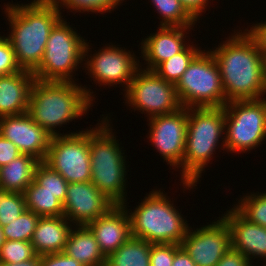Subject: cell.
<instances>
[{
  "mask_svg": "<svg viewBox=\"0 0 266 266\" xmlns=\"http://www.w3.org/2000/svg\"><path fill=\"white\" fill-rule=\"evenodd\" d=\"M65 216L40 217L31 243L37 255L63 252L73 225Z\"/></svg>",
  "mask_w": 266,
  "mask_h": 266,
  "instance_id": "21",
  "label": "cell"
},
{
  "mask_svg": "<svg viewBox=\"0 0 266 266\" xmlns=\"http://www.w3.org/2000/svg\"><path fill=\"white\" fill-rule=\"evenodd\" d=\"M151 192L133 212L128 210L131 235L151 244L181 245L192 227L160 189Z\"/></svg>",
  "mask_w": 266,
  "mask_h": 266,
  "instance_id": "6",
  "label": "cell"
},
{
  "mask_svg": "<svg viewBox=\"0 0 266 266\" xmlns=\"http://www.w3.org/2000/svg\"><path fill=\"white\" fill-rule=\"evenodd\" d=\"M43 162L68 183L91 181L89 130L52 136Z\"/></svg>",
  "mask_w": 266,
  "mask_h": 266,
  "instance_id": "10",
  "label": "cell"
},
{
  "mask_svg": "<svg viewBox=\"0 0 266 266\" xmlns=\"http://www.w3.org/2000/svg\"><path fill=\"white\" fill-rule=\"evenodd\" d=\"M71 229L64 253L84 266H105L106 257L101 252L94 234L87 226Z\"/></svg>",
  "mask_w": 266,
  "mask_h": 266,
  "instance_id": "22",
  "label": "cell"
},
{
  "mask_svg": "<svg viewBox=\"0 0 266 266\" xmlns=\"http://www.w3.org/2000/svg\"><path fill=\"white\" fill-rule=\"evenodd\" d=\"M38 159L21 154L7 165L0 167V188L7 191L24 193L34 180Z\"/></svg>",
  "mask_w": 266,
  "mask_h": 266,
  "instance_id": "23",
  "label": "cell"
},
{
  "mask_svg": "<svg viewBox=\"0 0 266 266\" xmlns=\"http://www.w3.org/2000/svg\"><path fill=\"white\" fill-rule=\"evenodd\" d=\"M0 134L15 144L21 154L35 157L40 162L46 158L52 137L28 113L0 117Z\"/></svg>",
  "mask_w": 266,
  "mask_h": 266,
  "instance_id": "16",
  "label": "cell"
},
{
  "mask_svg": "<svg viewBox=\"0 0 266 266\" xmlns=\"http://www.w3.org/2000/svg\"><path fill=\"white\" fill-rule=\"evenodd\" d=\"M74 82L40 81L35 79L29 96L27 113L51 136L61 135L57 126L86 115L91 107L93 91Z\"/></svg>",
  "mask_w": 266,
  "mask_h": 266,
  "instance_id": "3",
  "label": "cell"
},
{
  "mask_svg": "<svg viewBox=\"0 0 266 266\" xmlns=\"http://www.w3.org/2000/svg\"><path fill=\"white\" fill-rule=\"evenodd\" d=\"M209 0H180L182 6L187 10V12L197 21L199 20L203 10L207 7V2Z\"/></svg>",
  "mask_w": 266,
  "mask_h": 266,
  "instance_id": "40",
  "label": "cell"
},
{
  "mask_svg": "<svg viewBox=\"0 0 266 266\" xmlns=\"http://www.w3.org/2000/svg\"><path fill=\"white\" fill-rule=\"evenodd\" d=\"M26 209L23 193L0 188V225L5 226L16 220Z\"/></svg>",
  "mask_w": 266,
  "mask_h": 266,
  "instance_id": "30",
  "label": "cell"
},
{
  "mask_svg": "<svg viewBox=\"0 0 266 266\" xmlns=\"http://www.w3.org/2000/svg\"><path fill=\"white\" fill-rule=\"evenodd\" d=\"M126 103L148 117L170 114L180 108L176 86L165 81L154 71L139 69L124 92Z\"/></svg>",
  "mask_w": 266,
  "mask_h": 266,
  "instance_id": "11",
  "label": "cell"
},
{
  "mask_svg": "<svg viewBox=\"0 0 266 266\" xmlns=\"http://www.w3.org/2000/svg\"><path fill=\"white\" fill-rule=\"evenodd\" d=\"M225 110V150L255 149L266 139V99L231 101Z\"/></svg>",
  "mask_w": 266,
  "mask_h": 266,
  "instance_id": "9",
  "label": "cell"
},
{
  "mask_svg": "<svg viewBox=\"0 0 266 266\" xmlns=\"http://www.w3.org/2000/svg\"><path fill=\"white\" fill-rule=\"evenodd\" d=\"M88 43L86 42L84 48L85 67L88 70V75L98 84L103 85H117L125 84L123 87L127 90L131 80L136 72L140 69V62L129 50L116 45L106 46L100 51L94 53L92 56L88 52ZM87 57V58H86ZM90 60H89V59ZM88 61H87V60ZM138 61V62H137Z\"/></svg>",
  "mask_w": 266,
  "mask_h": 266,
  "instance_id": "12",
  "label": "cell"
},
{
  "mask_svg": "<svg viewBox=\"0 0 266 266\" xmlns=\"http://www.w3.org/2000/svg\"><path fill=\"white\" fill-rule=\"evenodd\" d=\"M245 32L254 41L261 54L266 55V21L255 24Z\"/></svg>",
  "mask_w": 266,
  "mask_h": 266,
  "instance_id": "37",
  "label": "cell"
},
{
  "mask_svg": "<svg viewBox=\"0 0 266 266\" xmlns=\"http://www.w3.org/2000/svg\"><path fill=\"white\" fill-rule=\"evenodd\" d=\"M250 263L246 256L231 247L216 266H249Z\"/></svg>",
  "mask_w": 266,
  "mask_h": 266,
  "instance_id": "39",
  "label": "cell"
},
{
  "mask_svg": "<svg viewBox=\"0 0 266 266\" xmlns=\"http://www.w3.org/2000/svg\"><path fill=\"white\" fill-rule=\"evenodd\" d=\"M34 180L50 192H66L68 182L44 162H40L34 173Z\"/></svg>",
  "mask_w": 266,
  "mask_h": 266,
  "instance_id": "33",
  "label": "cell"
},
{
  "mask_svg": "<svg viewBox=\"0 0 266 266\" xmlns=\"http://www.w3.org/2000/svg\"><path fill=\"white\" fill-rule=\"evenodd\" d=\"M62 18L51 30L40 65L32 72L40 81L74 82L73 71L84 60L86 40Z\"/></svg>",
  "mask_w": 266,
  "mask_h": 266,
  "instance_id": "8",
  "label": "cell"
},
{
  "mask_svg": "<svg viewBox=\"0 0 266 266\" xmlns=\"http://www.w3.org/2000/svg\"><path fill=\"white\" fill-rule=\"evenodd\" d=\"M225 110L224 107L188 108L183 164L180 166L181 182L184 188L197 186L202 171L223 141L225 150ZM223 136V138L221 137ZM214 152V153H213ZM196 183V184H195ZM188 187V188H187Z\"/></svg>",
  "mask_w": 266,
  "mask_h": 266,
  "instance_id": "4",
  "label": "cell"
},
{
  "mask_svg": "<svg viewBox=\"0 0 266 266\" xmlns=\"http://www.w3.org/2000/svg\"><path fill=\"white\" fill-rule=\"evenodd\" d=\"M151 243L131 236L106 258L105 266H150Z\"/></svg>",
  "mask_w": 266,
  "mask_h": 266,
  "instance_id": "25",
  "label": "cell"
},
{
  "mask_svg": "<svg viewBox=\"0 0 266 266\" xmlns=\"http://www.w3.org/2000/svg\"><path fill=\"white\" fill-rule=\"evenodd\" d=\"M242 198L234 208L251 223L266 228V192L253 193Z\"/></svg>",
  "mask_w": 266,
  "mask_h": 266,
  "instance_id": "29",
  "label": "cell"
},
{
  "mask_svg": "<svg viewBox=\"0 0 266 266\" xmlns=\"http://www.w3.org/2000/svg\"><path fill=\"white\" fill-rule=\"evenodd\" d=\"M182 107H224L227 103L218 64L209 51L201 50L177 82Z\"/></svg>",
  "mask_w": 266,
  "mask_h": 266,
  "instance_id": "7",
  "label": "cell"
},
{
  "mask_svg": "<svg viewBox=\"0 0 266 266\" xmlns=\"http://www.w3.org/2000/svg\"><path fill=\"white\" fill-rule=\"evenodd\" d=\"M36 255L31 242L6 240L0 250V262L20 263Z\"/></svg>",
  "mask_w": 266,
  "mask_h": 266,
  "instance_id": "32",
  "label": "cell"
},
{
  "mask_svg": "<svg viewBox=\"0 0 266 266\" xmlns=\"http://www.w3.org/2000/svg\"><path fill=\"white\" fill-rule=\"evenodd\" d=\"M113 205L91 181L68 183L63 216L74 226H87Z\"/></svg>",
  "mask_w": 266,
  "mask_h": 266,
  "instance_id": "15",
  "label": "cell"
},
{
  "mask_svg": "<svg viewBox=\"0 0 266 266\" xmlns=\"http://www.w3.org/2000/svg\"><path fill=\"white\" fill-rule=\"evenodd\" d=\"M21 5H4L11 26L7 38L20 68L33 72L43 59L51 30L63 16L52 0H34Z\"/></svg>",
  "mask_w": 266,
  "mask_h": 266,
  "instance_id": "2",
  "label": "cell"
},
{
  "mask_svg": "<svg viewBox=\"0 0 266 266\" xmlns=\"http://www.w3.org/2000/svg\"><path fill=\"white\" fill-rule=\"evenodd\" d=\"M19 155L21 152L17 146L0 134V167L7 165Z\"/></svg>",
  "mask_w": 266,
  "mask_h": 266,
  "instance_id": "38",
  "label": "cell"
},
{
  "mask_svg": "<svg viewBox=\"0 0 266 266\" xmlns=\"http://www.w3.org/2000/svg\"><path fill=\"white\" fill-rule=\"evenodd\" d=\"M264 82L266 86V55L263 56Z\"/></svg>",
  "mask_w": 266,
  "mask_h": 266,
  "instance_id": "44",
  "label": "cell"
},
{
  "mask_svg": "<svg viewBox=\"0 0 266 266\" xmlns=\"http://www.w3.org/2000/svg\"><path fill=\"white\" fill-rule=\"evenodd\" d=\"M181 247L197 266H216L232 247L230 227L221 217L194 231L189 228Z\"/></svg>",
  "mask_w": 266,
  "mask_h": 266,
  "instance_id": "14",
  "label": "cell"
},
{
  "mask_svg": "<svg viewBox=\"0 0 266 266\" xmlns=\"http://www.w3.org/2000/svg\"><path fill=\"white\" fill-rule=\"evenodd\" d=\"M34 80V74L23 69L0 76V117L27 113Z\"/></svg>",
  "mask_w": 266,
  "mask_h": 266,
  "instance_id": "20",
  "label": "cell"
},
{
  "mask_svg": "<svg viewBox=\"0 0 266 266\" xmlns=\"http://www.w3.org/2000/svg\"><path fill=\"white\" fill-rule=\"evenodd\" d=\"M5 241L6 240H5V237H4V234H3V229H2V226L0 225V250H1V247L4 244Z\"/></svg>",
  "mask_w": 266,
  "mask_h": 266,
  "instance_id": "43",
  "label": "cell"
},
{
  "mask_svg": "<svg viewBox=\"0 0 266 266\" xmlns=\"http://www.w3.org/2000/svg\"><path fill=\"white\" fill-rule=\"evenodd\" d=\"M56 6L72 9L77 12H97L103 14L106 11L110 12L120 5L124 0H52Z\"/></svg>",
  "mask_w": 266,
  "mask_h": 266,
  "instance_id": "31",
  "label": "cell"
},
{
  "mask_svg": "<svg viewBox=\"0 0 266 266\" xmlns=\"http://www.w3.org/2000/svg\"><path fill=\"white\" fill-rule=\"evenodd\" d=\"M180 248L178 244H152L150 266H172L174 255Z\"/></svg>",
  "mask_w": 266,
  "mask_h": 266,
  "instance_id": "35",
  "label": "cell"
},
{
  "mask_svg": "<svg viewBox=\"0 0 266 266\" xmlns=\"http://www.w3.org/2000/svg\"><path fill=\"white\" fill-rule=\"evenodd\" d=\"M222 216L231 230L232 248L241 252L250 262H253V257L266 260V228L251 223L234 207Z\"/></svg>",
  "mask_w": 266,
  "mask_h": 266,
  "instance_id": "18",
  "label": "cell"
},
{
  "mask_svg": "<svg viewBox=\"0 0 266 266\" xmlns=\"http://www.w3.org/2000/svg\"><path fill=\"white\" fill-rule=\"evenodd\" d=\"M26 209L40 217H60L64 215L63 203L66 192L43 190L35 180L24 191Z\"/></svg>",
  "mask_w": 266,
  "mask_h": 266,
  "instance_id": "24",
  "label": "cell"
},
{
  "mask_svg": "<svg viewBox=\"0 0 266 266\" xmlns=\"http://www.w3.org/2000/svg\"><path fill=\"white\" fill-rule=\"evenodd\" d=\"M39 218L34 212L25 210L16 220L2 226L5 240L31 242Z\"/></svg>",
  "mask_w": 266,
  "mask_h": 266,
  "instance_id": "28",
  "label": "cell"
},
{
  "mask_svg": "<svg viewBox=\"0 0 266 266\" xmlns=\"http://www.w3.org/2000/svg\"><path fill=\"white\" fill-rule=\"evenodd\" d=\"M141 42L142 58L147 63L146 70L153 71L160 63L181 52L186 46V31L193 27L160 26Z\"/></svg>",
  "mask_w": 266,
  "mask_h": 266,
  "instance_id": "19",
  "label": "cell"
},
{
  "mask_svg": "<svg viewBox=\"0 0 266 266\" xmlns=\"http://www.w3.org/2000/svg\"><path fill=\"white\" fill-rule=\"evenodd\" d=\"M210 52L218 64L227 103L263 98V55L245 31L235 32Z\"/></svg>",
  "mask_w": 266,
  "mask_h": 266,
  "instance_id": "1",
  "label": "cell"
},
{
  "mask_svg": "<svg viewBox=\"0 0 266 266\" xmlns=\"http://www.w3.org/2000/svg\"><path fill=\"white\" fill-rule=\"evenodd\" d=\"M41 266H84L64 252L41 255Z\"/></svg>",
  "mask_w": 266,
  "mask_h": 266,
  "instance_id": "36",
  "label": "cell"
},
{
  "mask_svg": "<svg viewBox=\"0 0 266 266\" xmlns=\"http://www.w3.org/2000/svg\"><path fill=\"white\" fill-rule=\"evenodd\" d=\"M0 266H41V257L40 255H36L35 257L20 263L0 262Z\"/></svg>",
  "mask_w": 266,
  "mask_h": 266,
  "instance_id": "42",
  "label": "cell"
},
{
  "mask_svg": "<svg viewBox=\"0 0 266 266\" xmlns=\"http://www.w3.org/2000/svg\"><path fill=\"white\" fill-rule=\"evenodd\" d=\"M9 39L0 36V76H7L21 71Z\"/></svg>",
  "mask_w": 266,
  "mask_h": 266,
  "instance_id": "34",
  "label": "cell"
},
{
  "mask_svg": "<svg viewBox=\"0 0 266 266\" xmlns=\"http://www.w3.org/2000/svg\"><path fill=\"white\" fill-rule=\"evenodd\" d=\"M107 118L108 116L103 117L100 121L102 123L89 129L91 182L114 205H124L127 164Z\"/></svg>",
  "mask_w": 266,
  "mask_h": 266,
  "instance_id": "5",
  "label": "cell"
},
{
  "mask_svg": "<svg viewBox=\"0 0 266 266\" xmlns=\"http://www.w3.org/2000/svg\"><path fill=\"white\" fill-rule=\"evenodd\" d=\"M200 51V48L188 44L181 52L160 63L153 71L165 81L176 85Z\"/></svg>",
  "mask_w": 266,
  "mask_h": 266,
  "instance_id": "26",
  "label": "cell"
},
{
  "mask_svg": "<svg viewBox=\"0 0 266 266\" xmlns=\"http://www.w3.org/2000/svg\"><path fill=\"white\" fill-rule=\"evenodd\" d=\"M126 206V203L113 205L104 215L87 225L106 258L132 236L131 221Z\"/></svg>",
  "mask_w": 266,
  "mask_h": 266,
  "instance_id": "17",
  "label": "cell"
},
{
  "mask_svg": "<svg viewBox=\"0 0 266 266\" xmlns=\"http://www.w3.org/2000/svg\"><path fill=\"white\" fill-rule=\"evenodd\" d=\"M172 266H197L192 258L181 247L174 255Z\"/></svg>",
  "mask_w": 266,
  "mask_h": 266,
  "instance_id": "41",
  "label": "cell"
},
{
  "mask_svg": "<svg viewBox=\"0 0 266 266\" xmlns=\"http://www.w3.org/2000/svg\"><path fill=\"white\" fill-rule=\"evenodd\" d=\"M161 15L160 26L194 27L197 21L182 6L180 0H151Z\"/></svg>",
  "mask_w": 266,
  "mask_h": 266,
  "instance_id": "27",
  "label": "cell"
},
{
  "mask_svg": "<svg viewBox=\"0 0 266 266\" xmlns=\"http://www.w3.org/2000/svg\"><path fill=\"white\" fill-rule=\"evenodd\" d=\"M150 141L167 164L179 168L183 164L185 153L186 133L188 124V108L149 119Z\"/></svg>",
  "mask_w": 266,
  "mask_h": 266,
  "instance_id": "13",
  "label": "cell"
}]
</instances>
